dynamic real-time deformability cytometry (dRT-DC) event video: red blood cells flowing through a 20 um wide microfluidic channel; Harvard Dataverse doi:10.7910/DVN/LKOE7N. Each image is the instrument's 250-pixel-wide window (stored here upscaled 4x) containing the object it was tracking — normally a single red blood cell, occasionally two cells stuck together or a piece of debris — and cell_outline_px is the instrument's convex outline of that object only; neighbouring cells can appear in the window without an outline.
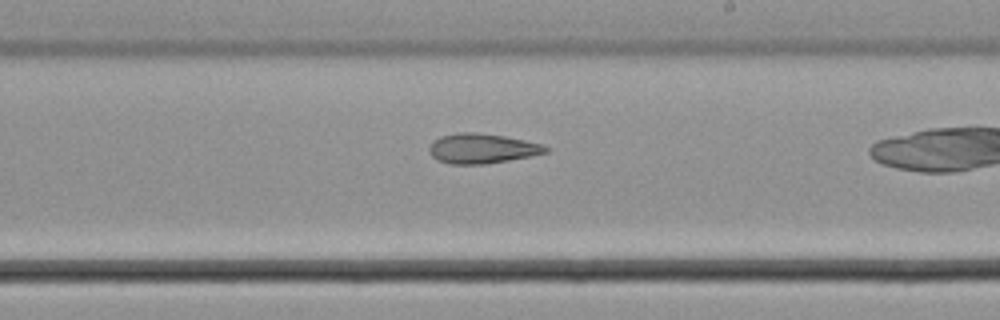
{"species": "common noctule bat (a hibernating species)", "species_latin": "Nyctalus noctula", "temperature_condition": "cold", "stored_images_in_passage": 36, "camera_frame_rate_fps": 3000, "um_per_image_px": 0.085, "animal": {"sex": "male", "body_mass_g": 21.5, "forearm_length_mm": 52.0}, "frame": {"image": 1, "passage_image": 26, "time_ms": 8.333, "image_size_px": [1000, 320], "cell_outline_px": [[548, 152], [508, 160], [484, 164], [452, 164], [440, 160], [432, 156], [428, 152], [428, 148], [432, 140], [440, 136], [460, 132], [476, 132], [504, 136], [544, 144], [548, 148]], "centroid_in_image_um": [40.94, 12.61], "position_along_channel_um": 248.1, "area_um2": 20.17}}